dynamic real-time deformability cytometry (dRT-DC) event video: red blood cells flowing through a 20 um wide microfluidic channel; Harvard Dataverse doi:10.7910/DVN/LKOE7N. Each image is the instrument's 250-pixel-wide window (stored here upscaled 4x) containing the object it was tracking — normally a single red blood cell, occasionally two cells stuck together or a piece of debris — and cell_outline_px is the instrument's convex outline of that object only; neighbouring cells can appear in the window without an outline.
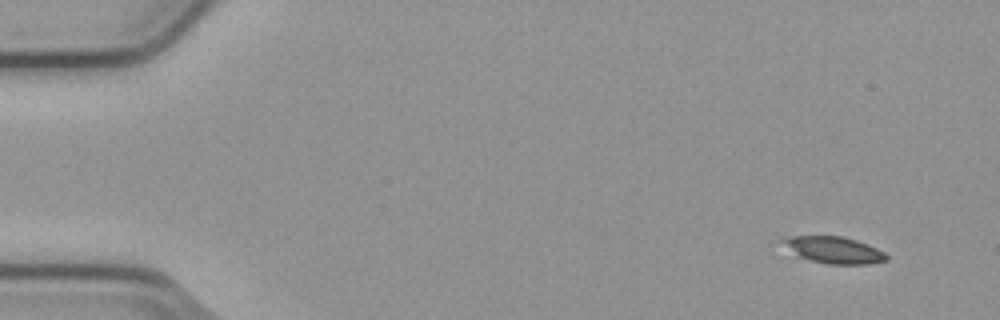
{"species": "common noctule bat (a hibernating species)", "species_latin": "Nyctalus noctula", "temperature_condition": "cold", "stored_images_in_passage": 9, "camera_frame_rate_fps": 3000, "um_per_image_px": 0.085, "animal": {"sex": "male", "body_mass_g": 23.1, "forearm_length_mm": 52.7}, "frame": {"image": 1, "passage_image": 1, "time_ms": 0.0, "image_size_px": [1000, 320], "cell_outline_px": [[888, 260], [868, 264], [828, 264], [796, 256], [776, 240], [780, 236], [840, 236], [856, 240], [868, 244], [884, 252], [888, 256]], "centroid_in_image_um": [70.78, 21.23], "position_along_channel_um": 14.2, "area_um2": 16.42}}
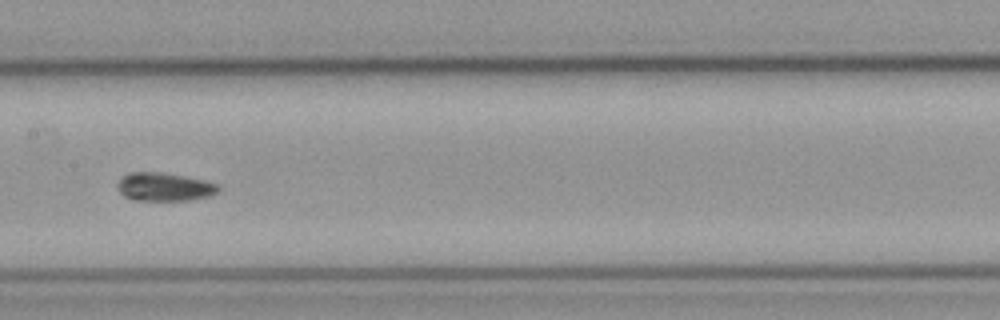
{"frame": {"image": 2, "passage_image": 7, "time_ms": 2.0, "image_size_px": [1000, 320], "cell_outline_px": [[220, 188], [216, 192], [208, 196], [192, 200], [136, 200], [124, 196], [120, 192], [116, 184], [124, 176], [132, 172], [160, 172], [184, 176], [204, 180], [216, 184]], "centroid_in_image_um": [13.96, 15.88], "position_along_channel_um": 193.4, "area_um2": 16.42}}
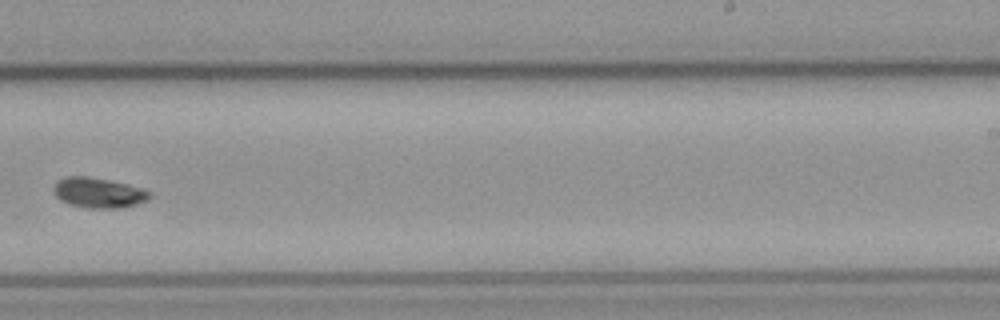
{"frame": {"image": 3, "passage_image": 9, "time_ms": 2.667, "image_size_px": [1000, 320], "cell_outline_px": [[152, 196], [148, 200], [136, 204], [120, 208], [88, 208], [68, 204], [60, 200], [56, 196], [52, 188], [56, 180], [64, 176], [88, 176], [128, 184], [140, 188], [148, 192]], "centroid_in_image_um": [8.31, 16.38], "position_along_channel_um": 280.7, "area_um2": 16.99}}